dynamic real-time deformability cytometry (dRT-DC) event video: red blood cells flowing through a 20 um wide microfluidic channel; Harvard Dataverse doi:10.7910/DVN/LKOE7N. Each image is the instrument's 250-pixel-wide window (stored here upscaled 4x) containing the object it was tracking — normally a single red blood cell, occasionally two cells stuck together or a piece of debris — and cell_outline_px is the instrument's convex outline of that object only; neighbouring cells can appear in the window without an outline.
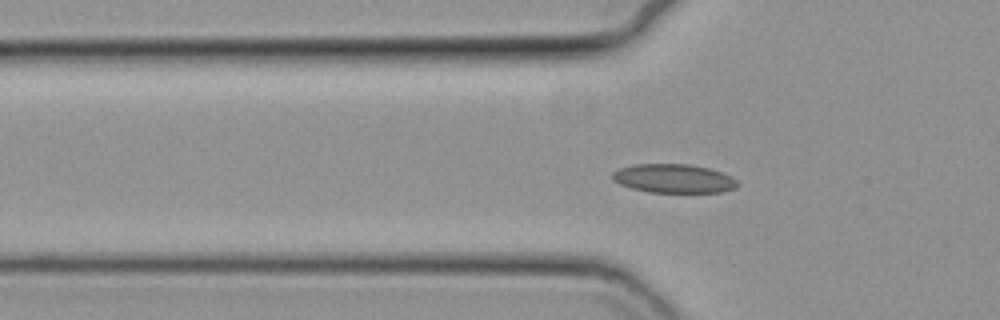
{"species": "common noctule bat (a hibernating species)", "species_latin": "Nyctalus noctula", "temperature_condition": "cold", "stored_images_in_passage": 48, "camera_frame_rate_fps": 3000, "um_per_image_px": 0.085, "animal": {"sex": "female", "body_mass_g": 19.3, "forearm_length_mm": 54.1}, "frame": {"image": 1, "passage_image": 19, "time_ms": 6.0, "image_size_px": [1000, 320], "cell_outline_px": [[740, 184], [736, 188], [720, 192], [648, 192], [632, 188], [620, 184], [612, 180], [612, 172], [620, 168], [632, 164], [692, 164], [708, 168], [720, 172], [736, 180]], "centroid_in_image_um": [57.24, 15.17], "position_along_channel_um": 68.6, "area_um2": 20.98}}
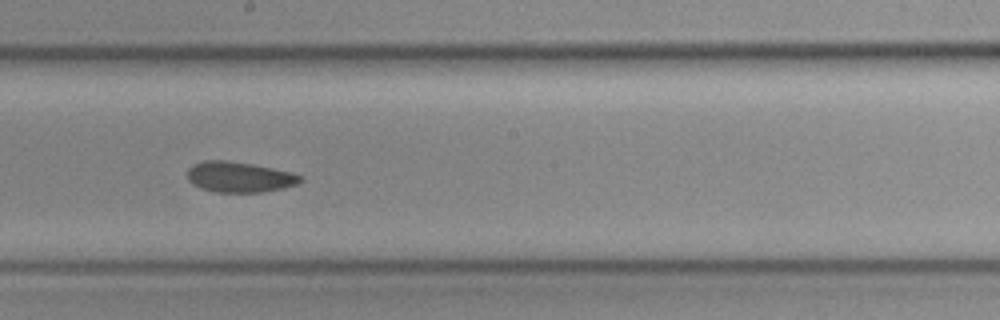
{"frame": {"image": 2, "passage_image": 32, "time_ms": 10.333, "image_size_px": [1000, 320], "cell_outline_px": [[304, 180], [296, 184], [284, 188], [260, 192], [216, 192], [200, 188], [192, 184], [188, 180], [188, 168], [192, 164], [204, 160], [224, 160], [252, 164], [292, 172], [304, 176]], "centroid_in_image_um": [20.35, 15.04], "position_along_channel_um": 227.9, "area_um2": 20.23}}
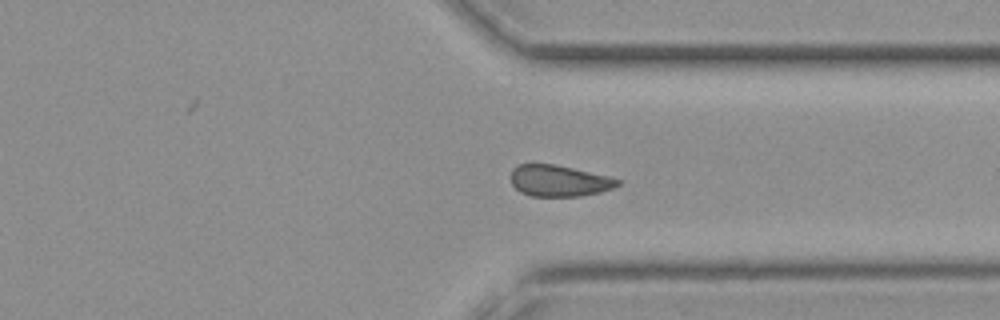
{"frame": {"image": 3, "passage_image": 43, "time_ms": 14.0, "image_size_px": [1000, 320], "cell_outline_px": [[620, 184], [612, 188], [600, 192], [580, 196], [528, 196], [520, 192], [512, 184], [512, 168], [516, 164], [532, 160], [556, 164], [608, 176], [620, 180]], "centroid_in_image_um": [47.44, 15.32], "position_along_channel_um": 364.0, "area_um2": 20.06}}